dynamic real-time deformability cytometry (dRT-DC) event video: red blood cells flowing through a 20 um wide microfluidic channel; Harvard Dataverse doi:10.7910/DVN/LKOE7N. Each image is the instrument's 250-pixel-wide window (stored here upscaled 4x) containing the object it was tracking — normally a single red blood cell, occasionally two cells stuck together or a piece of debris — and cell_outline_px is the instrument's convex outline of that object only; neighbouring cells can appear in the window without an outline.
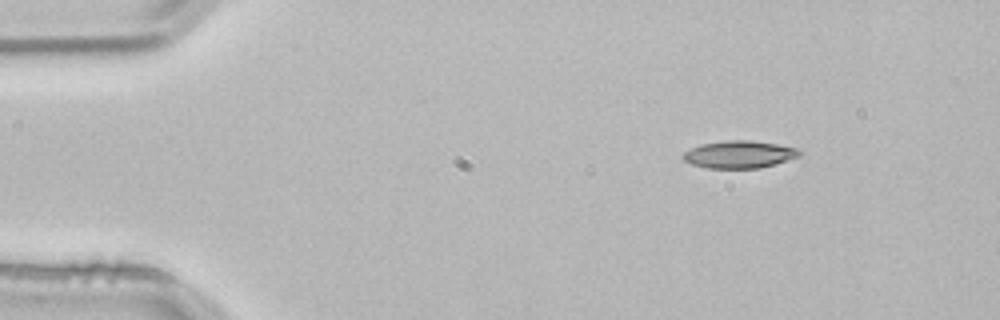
{"species": "common noctule bat (a hibernating species)", "species_latin": "Nyctalus noctula", "temperature_condition": "room temperature", "stored_images_in_passage": 3, "camera_frame_rate_fps": 3000, "um_per_image_px": 0.085, "animal": {"sex": "male", "body_mass_g": 21.5, "forearm_length_mm": 52.0}, "frame": {"image": 1, "passage_image": 1, "time_ms": 0.0, "image_size_px": [1000, 320], "cell_outline_px": [[800, 156], [776, 164], [760, 168], [708, 168], [692, 164], [684, 160], [680, 156], [684, 152], [700, 144], [728, 140], [752, 140], [800, 148]], "centroid_in_image_um": [62.85, 13.12], "position_along_channel_um": 22.2, "area_um2": 18.67}}
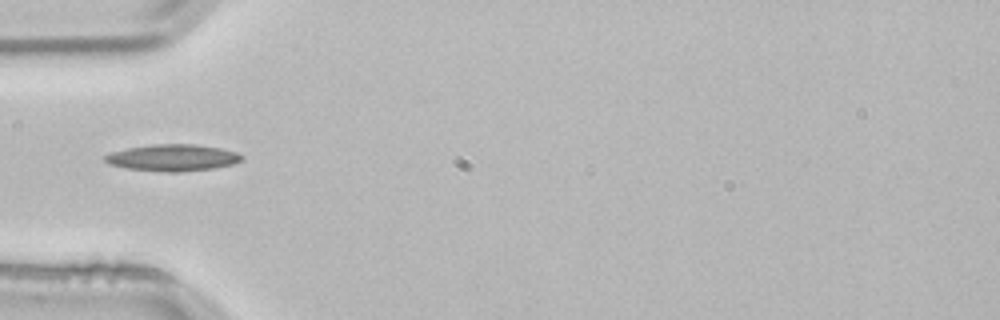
{"frame": {"image": 2, "passage_image": 3, "time_ms": 0.667, "image_size_px": [1000, 320], "cell_outline_px": [[244, 156], [240, 160], [232, 164], [212, 168], [180, 172], [164, 172], [124, 168], [108, 164], [104, 160], [104, 156], [112, 152], [128, 148], [152, 144], [192, 144], [220, 148], [236, 152]], "centroid_in_image_um": [14.63, 13.41], "position_along_channel_um": 70.4, "area_um2": 21.15}}